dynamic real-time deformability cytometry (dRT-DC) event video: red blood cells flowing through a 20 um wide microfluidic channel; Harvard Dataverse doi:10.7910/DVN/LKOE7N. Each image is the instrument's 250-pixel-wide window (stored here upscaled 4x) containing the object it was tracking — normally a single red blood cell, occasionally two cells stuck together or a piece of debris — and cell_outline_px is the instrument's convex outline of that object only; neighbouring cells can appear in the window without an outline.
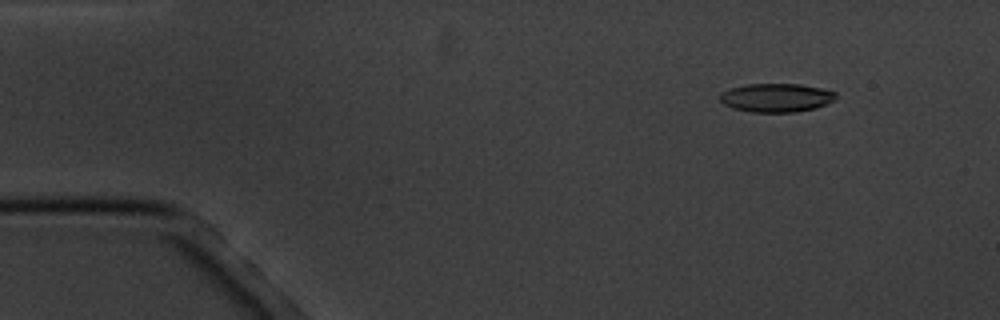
{"species": "common noctule bat (a hibernating species)", "species_latin": "Nyctalus noctula", "temperature_condition": "cold", "stored_images_in_passage": 5, "camera_frame_rate_fps": 3000, "um_per_image_px": 0.085, "animal": {"sex": "male", "body_mass_g": 20.1, "forearm_length_mm": 53.5}, "frame": {"image": 1, "passage_image": 2, "time_ms": 1.0, "image_size_px": [1000, 320], "cell_outline_px": [[836, 100], [816, 108], [796, 112], [752, 112], [732, 108], [724, 104], [720, 100], [720, 92], [732, 88], [748, 84], [800, 84], [820, 88], [836, 92]], "centroid_in_image_um": [66.0, 8.31], "position_along_channel_um": 19.0, "area_um2": 19.36}}
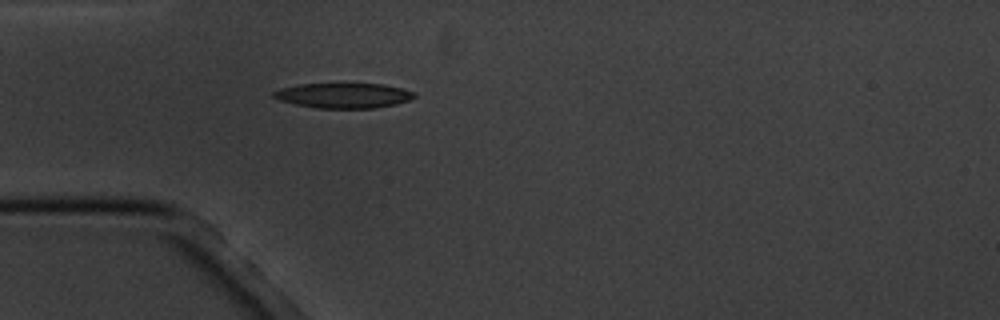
{"frame": {"image": 2, "passage_image": 5, "time_ms": 4.333, "image_size_px": [1000, 320], "cell_outline_px": [[416, 96], [408, 100], [396, 104], [372, 108], [316, 108], [296, 104], [280, 100], [272, 96], [272, 92], [280, 88], [300, 84], [384, 84], [416, 92]], "centroid_in_image_um": [29.2, 8.12], "position_along_channel_um": 55.8, "area_um2": 20.4}}